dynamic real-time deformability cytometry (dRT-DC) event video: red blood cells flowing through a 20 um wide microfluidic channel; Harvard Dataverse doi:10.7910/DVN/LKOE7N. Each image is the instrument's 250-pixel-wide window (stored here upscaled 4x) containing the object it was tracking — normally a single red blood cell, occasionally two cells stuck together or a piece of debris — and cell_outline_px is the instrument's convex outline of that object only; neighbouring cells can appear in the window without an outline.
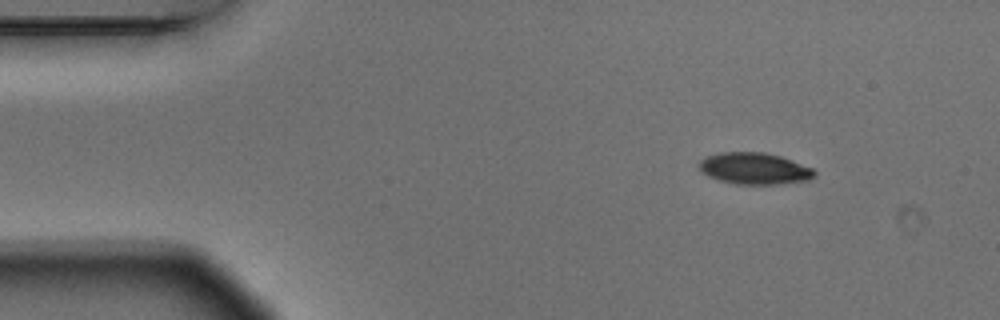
{"species": "Egyptian fruit bat (a non-hibernating species)", "species_latin": "Rousettus aegyptiacus", "temperature_condition": "warm", "stored_images_in_passage": 3, "camera_frame_rate_fps": 3000, "um_per_image_px": 0.085, "animal": {"sex": "male"}, "frame": {"image": 1, "passage_image": 1, "time_ms": 0.0, "image_size_px": [1000, 320], "cell_outline_px": [[816, 172], [808, 180], [776, 184], [736, 184], [720, 180], [708, 176], [700, 172], [700, 160], [704, 156], [720, 152], [764, 152], [780, 156], [792, 160], [812, 168]], "centroid_in_image_um": [64.08, 14.31], "position_along_channel_um": 20.9, "area_um2": 21.15}}